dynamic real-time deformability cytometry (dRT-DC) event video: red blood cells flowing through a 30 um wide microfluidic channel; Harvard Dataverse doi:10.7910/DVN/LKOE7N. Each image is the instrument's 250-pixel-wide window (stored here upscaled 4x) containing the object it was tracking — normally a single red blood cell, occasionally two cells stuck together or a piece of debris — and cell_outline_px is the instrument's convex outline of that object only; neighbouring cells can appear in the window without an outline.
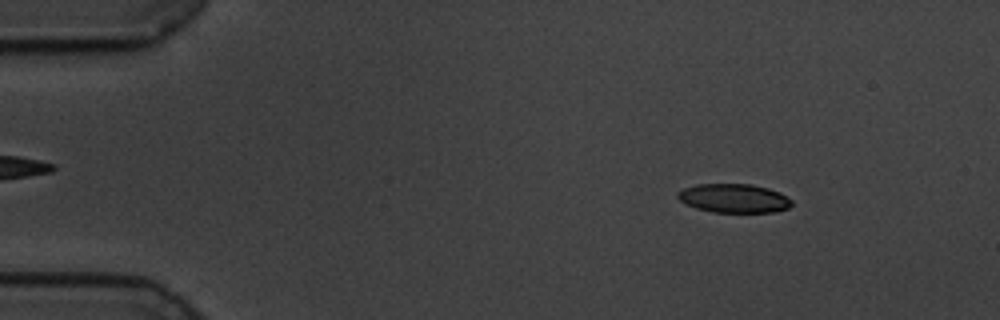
{"species": "common noctule bat (a hibernating species)", "species_latin": "Nyctalus noctula", "temperature_condition": "cold", "stored_images_in_passage": 58, "camera_frame_rate_fps": 3000, "um_per_image_px": 0.085, "animal": {"sex": "male", "body_mass_g": 19.5, "forearm_length_mm": 54.6}, "frame": {"image": 1, "passage_image": 7, "time_ms": 2.0, "image_size_px": [1000, 320], "cell_outline_px": [[792, 204], [788, 208], [772, 212], [712, 212], [696, 208], [680, 200], [676, 196], [676, 192], [684, 188], [696, 184], [752, 184], [768, 188], [780, 192], [792, 200]], "centroid_in_image_um": [62.38, 16.84], "position_along_channel_um": 22.6, "area_um2": 19.19}}
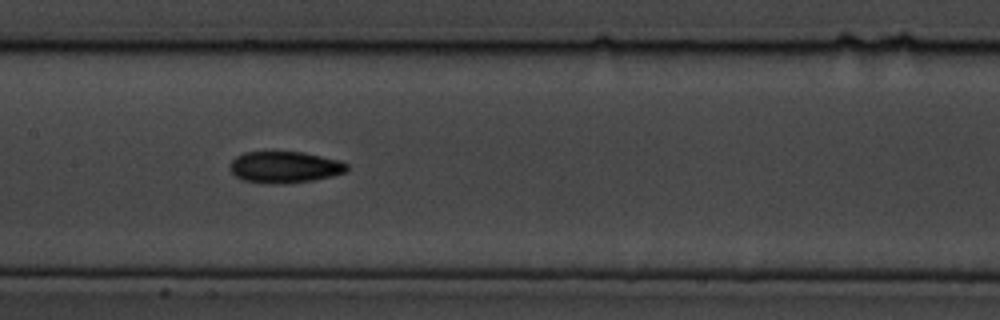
{"frame": {"image": 2, "passage_image": 28, "time_ms": 9.0, "image_size_px": [1000, 320], "cell_outline_px": [[348, 168], [344, 172], [332, 176], [312, 180], [288, 184], [264, 184], [244, 180], [236, 176], [228, 168], [228, 164], [236, 156], [244, 152], [304, 152], [340, 160], [348, 164]], "centroid_in_image_um": [24.17, 14.21], "position_along_channel_um": 183.2, "area_um2": 21.73}}
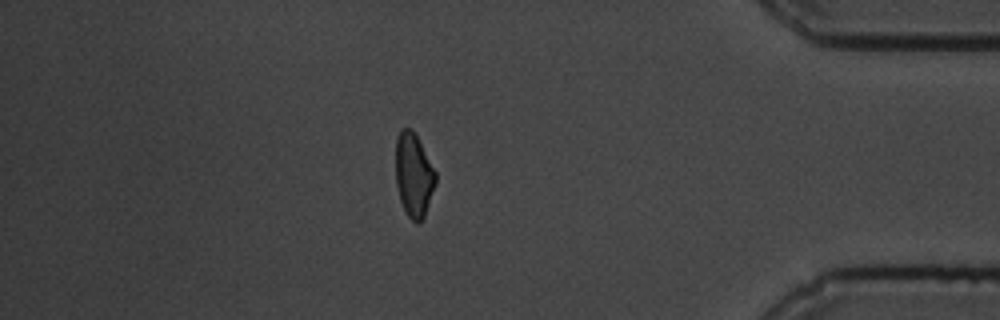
{"frame": {"image": 3, "passage_image": 50, "time_ms": 16.333, "image_size_px": [1000, 320], "cell_outline_px": [[436, 184], [424, 216], [416, 224], [408, 216], [400, 200], [396, 184], [396, 136], [400, 128], [412, 128], [436, 172]], "centroid_in_image_um": [35.15, 14.85], "position_along_channel_um": 400.0, "area_um2": 19.42}, "authors_computed_cell_mechanics": {"area_um2": 20.3745, "velocity_mm_per_s": 3.4293, "shape_relaxation_time_tau1_ms": 2.933, "shape_relaxation_time_tau2_ms": 4.7973, "deformation_change_tau1": 0.1034, "deformation_change_tau2": 0.1083}}